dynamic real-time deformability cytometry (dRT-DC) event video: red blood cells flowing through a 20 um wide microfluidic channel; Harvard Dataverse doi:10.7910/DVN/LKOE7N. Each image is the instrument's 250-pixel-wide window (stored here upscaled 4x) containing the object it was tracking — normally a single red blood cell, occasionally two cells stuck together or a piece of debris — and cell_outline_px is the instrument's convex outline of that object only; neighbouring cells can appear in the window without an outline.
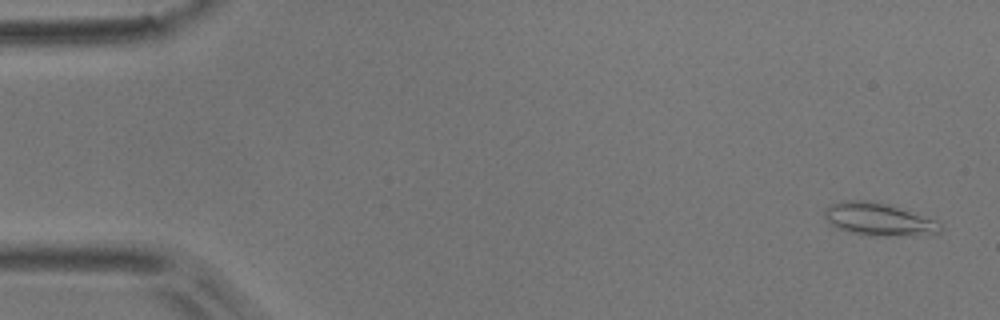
{"species": "common noctule bat (a hibernating species)", "species_latin": "Nyctalus noctula", "temperature_condition": "room temperature", "stored_images_in_passage": 32, "camera_frame_rate_fps": 3000, "um_per_image_px": 0.085, "animal": {"sex": "male", "body_mass_g": 17.9}, "frame": {"image": 1, "passage_image": 2, "time_ms": 0.333, "image_size_px": [1000, 320], "cell_outline_px": [[944, 228], [940, 232], [928, 236], [872, 236], [852, 232], [836, 228], [828, 224], [824, 216], [824, 208], [832, 204], [844, 200], [868, 200], [888, 204], [936, 220]], "centroid_in_image_um": [74.71, 18.66], "position_along_channel_um": 10.3, "area_um2": 22.48}}
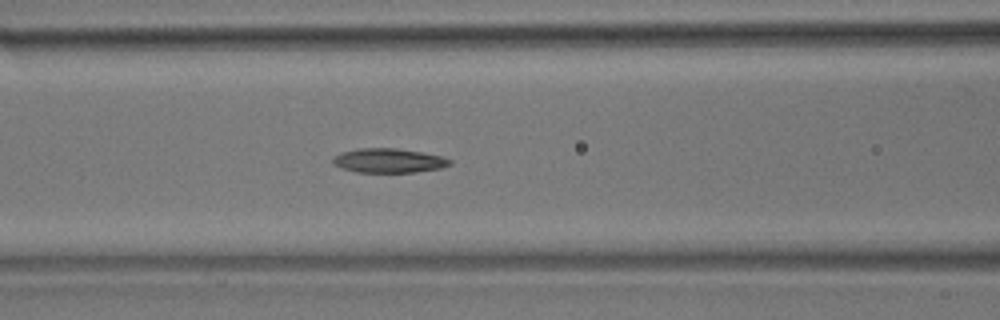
{"frame": {"image": 2, "passage_image": 22, "time_ms": 7.0, "image_size_px": [1000, 320], "cell_outline_px": [[452, 164], [440, 168], [416, 172], [356, 172], [332, 164], [332, 156], [340, 152], [356, 148], [396, 148], [424, 152], [440, 156], [452, 160]], "centroid_in_image_um": [33.01, 13.64], "position_along_channel_um": 133.6, "area_um2": 16.7}}
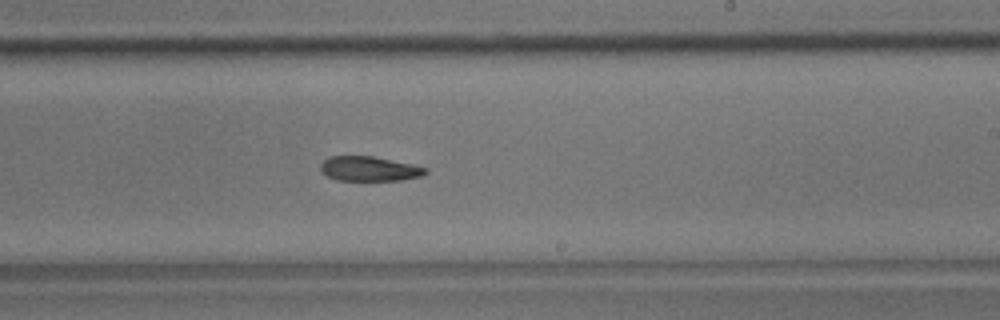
{"frame": {"image": 3, "passage_image": 32, "time_ms": 10.333, "image_size_px": [1000, 320], "cell_outline_px": [[428, 172], [420, 176], [400, 180], [336, 180], [320, 172], [320, 164], [328, 156], [372, 156], [412, 164], [428, 168]], "centroid_in_image_um": [31.36, 14.34], "position_along_channel_um": 257.6, "area_um2": 15.09}}